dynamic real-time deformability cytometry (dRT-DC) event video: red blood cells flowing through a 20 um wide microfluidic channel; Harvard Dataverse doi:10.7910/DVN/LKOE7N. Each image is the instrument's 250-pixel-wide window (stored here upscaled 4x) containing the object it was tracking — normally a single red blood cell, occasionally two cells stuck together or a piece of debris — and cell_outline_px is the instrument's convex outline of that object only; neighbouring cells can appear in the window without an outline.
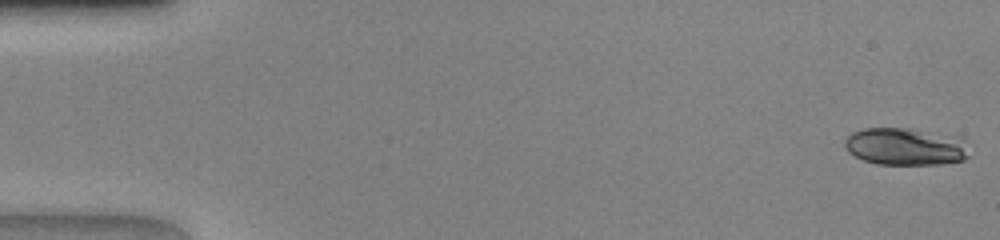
{"species": "human", "species_latin": "Homo sapiens", "temperature_condition": "warm", "stored_images_in_passage": 47, "camera_frame_rate_fps": 3000, "um_per_image_px": 0.085, "donor": {"sex": "female"}, "frame": {"image": 1, "passage_image": 1, "time_ms": 0.0, "image_size_px": [1000, 240], "cell_outline_px": [[968, 156], [964, 160], [940, 164], [876, 164], [864, 160], [848, 152], [844, 144], [844, 140], [852, 132], [864, 128], [908, 128], [964, 136]], "centroid_in_image_um": [76.99, 12.44], "position_along_channel_um": 8.0, "area_um2": 27.4}}
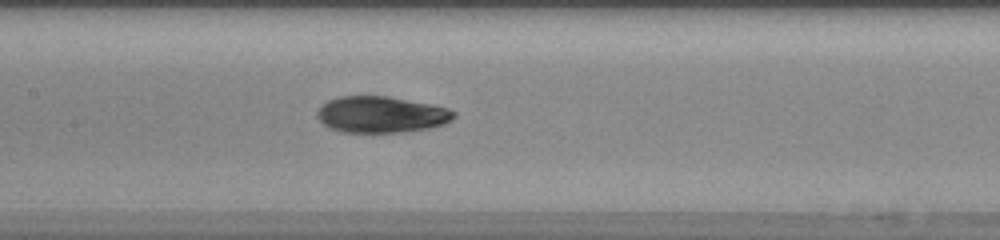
{"frame": {"image": 2, "passage_image": 23, "time_ms": 7.333, "image_size_px": [1000, 240], "cell_outline_px": [[456, 116], [452, 120], [444, 124], [428, 128], [404, 132], [344, 132], [328, 128], [316, 116], [316, 112], [328, 100], [340, 96], [388, 96], [432, 104], [448, 108], [456, 112]], "centroid_in_image_um": [32.42, 9.73], "position_along_channel_um": 175.0, "area_um2": 29.02}}
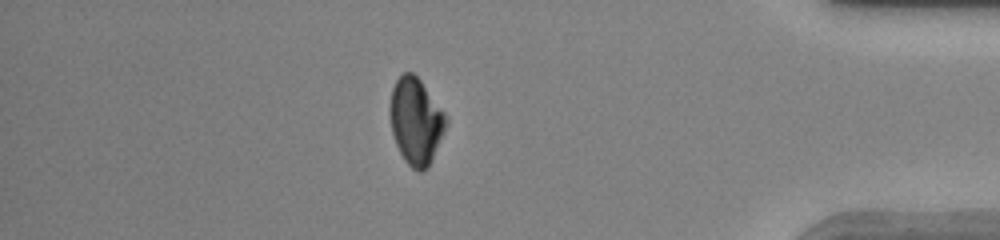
{"frame": {"image": 3, "passage_image": 41, "time_ms": 13.333, "image_size_px": [1000, 240], "cell_outline_px": [[448, 124], [428, 168], [424, 172], [420, 172], [412, 168], [404, 160], [396, 144], [392, 132], [388, 112], [388, 108], [392, 88], [396, 80], [404, 72], [412, 72], [420, 80], [448, 116]], "centroid_in_image_um": [35.35, 10.3], "position_along_channel_um": 399.9, "area_um2": 28.55}}